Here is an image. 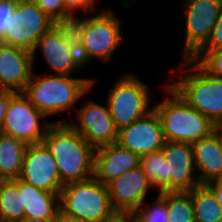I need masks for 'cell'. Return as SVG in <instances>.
<instances>
[{"instance_id":"e575fe53","label":"cell","mask_w":222,"mask_h":222,"mask_svg":"<svg viewBox=\"0 0 222 222\" xmlns=\"http://www.w3.org/2000/svg\"><path fill=\"white\" fill-rule=\"evenodd\" d=\"M103 222H134L130 213H116L113 217Z\"/></svg>"},{"instance_id":"4dcf8cb0","label":"cell","mask_w":222,"mask_h":222,"mask_svg":"<svg viewBox=\"0 0 222 222\" xmlns=\"http://www.w3.org/2000/svg\"><path fill=\"white\" fill-rule=\"evenodd\" d=\"M16 0L0 1V38L4 35L8 23L13 15Z\"/></svg>"},{"instance_id":"ba28073f","label":"cell","mask_w":222,"mask_h":222,"mask_svg":"<svg viewBox=\"0 0 222 222\" xmlns=\"http://www.w3.org/2000/svg\"><path fill=\"white\" fill-rule=\"evenodd\" d=\"M38 49L56 75L72 76L85 68L80 61L77 39L71 24H56L38 39L32 52L33 64Z\"/></svg>"},{"instance_id":"e0dca14e","label":"cell","mask_w":222,"mask_h":222,"mask_svg":"<svg viewBox=\"0 0 222 222\" xmlns=\"http://www.w3.org/2000/svg\"><path fill=\"white\" fill-rule=\"evenodd\" d=\"M33 68L32 52L0 43V89L23 92Z\"/></svg>"},{"instance_id":"4316f807","label":"cell","mask_w":222,"mask_h":222,"mask_svg":"<svg viewBox=\"0 0 222 222\" xmlns=\"http://www.w3.org/2000/svg\"><path fill=\"white\" fill-rule=\"evenodd\" d=\"M35 4L56 24H70L74 18L64 6L63 0H33Z\"/></svg>"},{"instance_id":"d6a6232c","label":"cell","mask_w":222,"mask_h":222,"mask_svg":"<svg viewBox=\"0 0 222 222\" xmlns=\"http://www.w3.org/2000/svg\"><path fill=\"white\" fill-rule=\"evenodd\" d=\"M205 186L213 193L219 204V208L222 211V180L208 182Z\"/></svg>"},{"instance_id":"ffe728a7","label":"cell","mask_w":222,"mask_h":222,"mask_svg":"<svg viewBox=\"0 0 222 222\" xmlns=\"http://www.w3.org/2000/svg\"><path fill=\"white\" fill-rule=\"evenodd\" d=\"M18 189L24 206V218L54 219L59 207V193L48 192L18 178Z\"/></svg>"},{"instance_id":"836d02e7","label":"cell","mask_w":222,"mask_h":222,"mask_svg":"<svg viewBox=\"0 0 222 222\" xmlns=\"http://www.w3.org/2000/svg\"><path fill=\"white\" fill-rule=\"evenodd\" d=\"M54 222H83V221L74 216H70L59 209L54 218Z\"/></svg>"},{"instance_id":"30bf717a","label":"cell","mask_w":222,"mask_h":222,"mask_svg":"<svg viewBox=\"0 0 222 222\" xmlns=\"http://www.w3.org/2000/svg\"><path fill=\"white\" fill-rule=\"evenodd\" d=\"M46 116L38 111L22 92H16L10 99L0 132L27 145L43 142L48 128L56 121L41 123Z\"/></svg>"},{"instance_id":"3957f363","label":"cell","mask_w":222,"mask_h":222,"mask_svg":"<svg viewBox=\"0 0 222 222\" xmlns=\"http://www.w3.org/2000/svg\"><path fill=\"white\" fill-rule=\"evenodd\" d=\"M163 86L167 95L154 103L153 108L160 117L165 141L193 144L218 129L209 118L181 98L167 82Z\"/></svg>"},{"instance_id":"f546056e","label":"cell","mask_w":222,"mask_h":222,"mask_svg":"<svg viewBox=\"0 0 222 222\" xmlns=\"http://www.w3.org/2000/svg\"><path fill=\"white\" fill-rule=\"evenodd\" d=\"M98 0H63L65 9L75 18L78 10H83L84 15L94 12L96 9V2Z\"/></svg>"},{"instance_id":"f1b7e54d","label":"cell","mask_w":222,"mask_h":222,"mask_svg":"<svg viewBox=\"0 0 222 222\" xmlns=\"http://www.w3.org/2000/svg\"><path fill=\"white\" fill-rule=\"evenodd\" d=\"M222 49V12L214 22L209 40L199 51H215Z\"/></svg>"},{"instance_id":"277c9868","label":"cell","mask_w":222,"mask_h":222,"mask_svg":"<svg viewBox=\"0 0 222 222\" xmlns=\"http://www.w3.org/2000/svg\"><path fill=\"white\" fill-rule=\"evenodd\" d=\"M175 72L178 80L168 84L191 107L222 128V79L213 77L192 59H183Z\"/></svg>"},{"instance_id":"d4e9b609","label":"cell","mask_w":222,"mask_h":222,"mask_svg":"<svg viewBox=\"0 0 222 222\" xmlns=\"http://www.w3.org/2000/svg\"><path fill=\"white\" fill-rule=\"evenodd\" d=\"M168 207V222H195L191 191L160 192Z\"/></svg>"},{"instance_id":"44dd1931","label":"cell","mask_w":222,"mask_h":222,"mask_svg":"<svg viewBox=\"0 0 222 222\" xmlns=\"http://www.w3.org/2000/svg\"><path fill=\"white\" fill-rule=\"evenodd\" d=\"M27 144L0 132V180L19 178Z\"/></svg>"},{"instance_id":"8992f818","label":"cell","mask_w":222,"mask_h":222,"mask_svg":"<svg viewBox=\"0 0 222 222\" xmlns=\"http://www.w3.org/2000/svg\"><path fill=\"white\" fill-rule=\"evenodd\" d=\"M59 207L83 222H103L117 213L111 206L107 186L94 176L64 185L59 193Z\"/></svg>"},{"instance_id":"9a60e30c","label":"cell","mask_w":222,"mask_h":222,"mask_svg":"<svg viewBox=\"0 0 222 222\" xmlns=\"http://www.w3.org/2000/svg\"><path fill=\"white\" fill-rule=\"evenodd\" d=\"M111 206L117 213L133 214L147 199L153 186L140 166L106 184Z\"/></svg>"},{"instance_id":"6da1fadb","label":"cell","mask_w":222,"mask_h":222,"mask_svg":"<svg viewBox=\"0 0 222 222\" xmlns=\"http://www.w3.org/2000/svg\"><path fill=\"white\" fill-rule=\"evenodd\" d=\"M43 143L56 160L63 185L94 176L96 150L65 119L52 123Z\"/></svg>"},{"instance_id":"7a4b0ae2","label":"cell","mask_w":222,"mask_h":222,"mask_svg":"<svg viewBox=\"0 0 222 222\" xmlns=\"http://www.w3.org/2000/svg\"><path fill=\"white\" fill-rule=\"evenodd\" d=\"M43 74L38 75L33 71L22 93L46 117L71 111L96 84V80L92 78L56 75L51 74L49 70Z\"/></svg>"},{"instance_id":"603a6c76","label":"cell","mask_w":222,"mask_h":222,"mask_svg":"<svg viewBox=\"0 0 222 222\" xmlns=\"http://www.w3.org/2000/svg\"><path fill=\"white\" fill-rule=\"evenodd\" d=\"M139 166L147 175L153 189L157 188L158 193L170 192L168 163L162 150L139 157Z\"/></svg>"},{"instance_id":"cb8c5ba5","label":"cell","mask_w":222,"mask_h":222,"mask_svg":"<svg viewBox=\"0 0 222 222\" xmlns=\"http://www.w3.org/2000/svg\"><path fill=\"white\" fill-rule=\"evenodd\" d=\"M195 222H222V211L213 193L205 186L192 189Z\"/></svg>"},{"instance_id":"ac0fdd59","label":"cell","mask_w":222,"mask_h":222,"mask_svg":"<svg viewBox=\"0 0 222 222\" xmlns=\"http://www.w3.org/2000/svg\"><path fill=\"white\" fill-rule=\"evenodd\" d=\"M200 185L222 180V128L192 144Z\"/></svg>"},{"instance_id":"2e32d148","label":"cell","mask_w":222,"mask_h":222,"mask_svg":"<svg viewBox=\"0 0 222 222\" xmlns=\"http://www.w3.org/2000/svg\"><path fill=\"white\" fill-rule=\"evenodd\" d=\"M161 150L168 163L170 192L191 191L200 185L191 143L166 141Z\"/></svg>"},{"instance_id":"4fadbf2b","label":"cell","mask_w":222,"mask_h":222,"mask_svg":"<svg viewBox=\"0 0 222 222\" xmlns=\"http://www.w3.org/2000/svg\"><path fill=\"white\" fill-rule=\"evenodd\" d=\"M19 179L52 193H60L64 186L56 160L43 142L27 145Z\"/></svg>"},{"instance_id":"7c38bea8","label":"cell","mask_w":222,"mask_h":222,"mask_svg":"<svg viewBox=\"0 0 222 222\" xmlns=\"http://www.w3.org/2000/svg\"><path fill=\"white\" fill-rule=\"evenodd\" d=\"M77 122H67L78 131L95 150L117 142L118 129L113 122L110 110L105 105L88 101L77 111Z\"/></svg>"},{"instance_id":"484cf974","label":"cell","mask_w":222,"mask_h":222,"mask_svg":"<svg viewBox=\"0 0 222 222\" xmlns=\"http://www.w3.org/2000/svg\"><path fill=\"white\" fill-rule=\"evenodd\" d=\"M154 200L153 203L149 204L144 202L132 214L134 222H168V207L166 200L159 193H157Z\"/></svg>"},{"instance_id":"7402d4cb","label":"cell","mask_w":222,"mask_h":222,"mask_svg":"<svg viewBox=\"0 0 222 222\" xmlns=\"http://www.w3.org/2000/svg\"><path fill=\"white\" fill-rule=\"evenodd\" d=\"M24 218L18 178L0 180V222H18Z\"/></svg>"},{"instance_id":"83f0119b","label":"cell","mask_w":222,"mask_h":222,"mask_svg":"<svg viewBox=\"0 0 222 222\" xmlns=\"http://www.w3.org/2000/svg\"><path fill=\"white\" fill-rule=\"evenodd\" d=\"M191 59L213 77L222 79V49L198 51Z\"/></svg>"},{"instance_id":"d6986e66","label":"cell","mask_w":222,"mask_h":222,"mask_svg":"<svg viewBox=\"0 0 222 222\" xmlns=\"http://www.w3.org/2000/svg\"><path fill=\"white\" fill-rule=\"evenodd\" d=\"M139 166V157L118 143L103 146L95 151L94 177L107 184Z\"/></svg>"},{"instance_id":"1f68e13d","label":"cell","mask_w":222,"mask_h":222,"mask_svg":"<svg viewBox=\"0 0 222 222\" xmlns=\"http://www.w3.org/2000/svg\"><path fill=\"white\" fill-rule=\"evenodd\" d=\"M15 93L16 92L12 90L0 89V128L3 124L10 99Z\"/></svg>"},{"instance_id":"8fae6325","label":"cell","mask_w":222,"mask_h":222,"mask_svg":"<svg viewBox=\"0 0 222 222\" xmlns=\"http://www.w3.org/2000/svg\"><path fill=\"white\" fill-rule=\"evenodd\" d=\"M185 36L183 59H191L209 40L214 22L222 12V0H183Z\"/></svg>"},{"instance_id":"5bb4252c","label":"cell","mask_w":222,"mask_h":222,"mask_svg":"<svg viewBox=\"0 0 222 222\" xmlns=\"http://www.w3.org/2000/svg\"><path fill=\"white\" fill-rule=\"evenodd\" d=\"M165 142L160 117L153 108L142 118L120 129L116 143L141 157L160 151Z\"/></svg>"},{"instance_id":"d590c367","label":"cell","mask_w":222,"mask_h":222,"mask_svg":"<svg viewBox=\"0 0 222 222\" xmlns=\"http://www.w3.org/2000/svg\"><path fill=\"white\" fill-rule=\"evenodd\" d=\"M18 222H54V219L23 218Z\"/></svg>"},{"instance_id":"5b68a950","label":"cell","mask_w":222,"mask_h":222,"mask_svg":"<svg viewBox=\"0 0 222 222\" xmlns=\"http://www.w3.org/2000/svg\"><path fill=\"white\" fill-rule=\"evenodd\" d=\"M121 21L113 10H104L95 15H84L72 19L71 26L76 35L78 54L84 67L94 58L109 61L116 48L121 45Z\"/></svg>"},{"instance_id":"9c48e42d","label":"cell","mask_w":222,"mask_h":222,"mask_svg":"<svg viewBox=\"0 0 222 222\" xmlns=\"http://www.w3.org/2000/svg\"><path fill=\"white\" fill-rule=\"evenodd\" d=\"M56 23L33 0H16L13 15L0 43L33 52L38 39Z\"/></svg>"},{"instance_id":"52a82bcc","label":"cell","mask_w":222,"mask_h":222,"mask_svg":"<svg viewBox=\"0 0 222 222\" xmlns=\"http://www.w3.org/2000/svg\"><path fill=\"white\" fill-rule=\"evenodd\" d=\"M151 87L135 73H124L114 82L106 103L118 130L142 118L153 109Z\"/></svg>"}]
</instances>
